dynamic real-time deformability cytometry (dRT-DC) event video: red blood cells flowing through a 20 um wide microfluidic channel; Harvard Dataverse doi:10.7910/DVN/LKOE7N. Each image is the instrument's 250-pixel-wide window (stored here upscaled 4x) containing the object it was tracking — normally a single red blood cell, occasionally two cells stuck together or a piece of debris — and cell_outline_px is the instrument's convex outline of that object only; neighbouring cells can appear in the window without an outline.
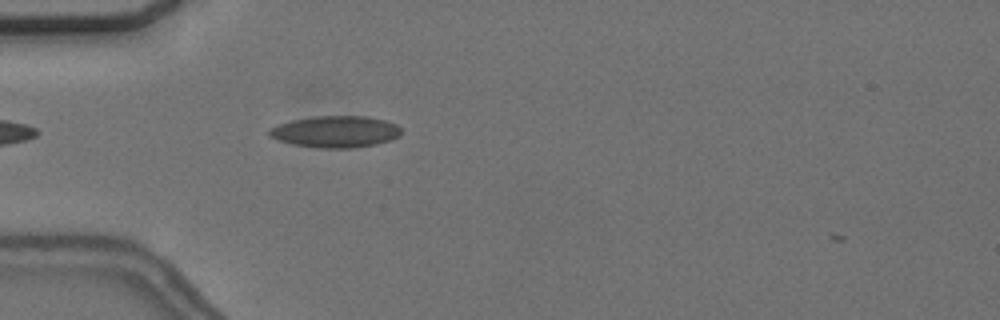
{"species": "common noctule bat (a hibernating species)", "species_latin": "Nyctalus noctula", "temperature_condition": "cold", "stored_images_in_passage": 39, "camera_frame_rate_fps": 3000, "um_per_image_px": 0.085, "animal": {"sex": "female", "body_mass_g": 24.6, "forearm_length_mm": 56.2}, "frame": {"image": 1, "passage_image": 2, "time_ms": 0.333, "image_size_px": [1000, 320], "cell_outline_px": [[400, 136], [376, 144], [352, 148], [320, 148], [292, 144], [268, 136], [268, 128], [292, 120], [312, 116], [368, 116], [384, 120], [396, 124], [400, 128]], "centroid_in_image_um": [28.5, 11.19], "position_along_channel_um": 56.5, "area_um2": 24.28}}
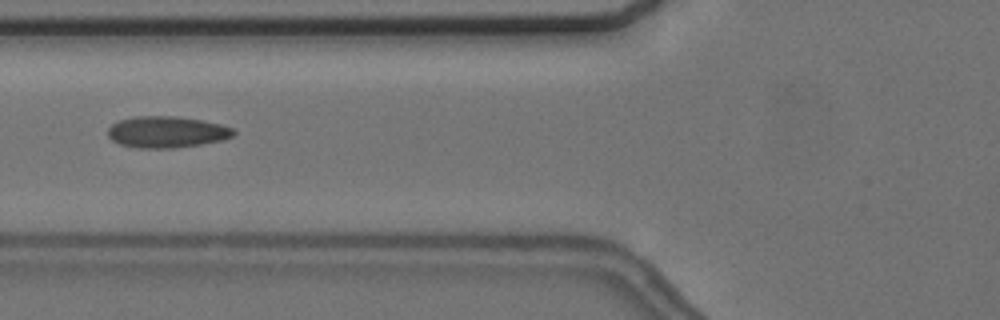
{"frame": {"image": 2, "passage_image": 7, "time_ms": 2.0, "image_size_px": [1000, 320], "cell_outline_px": [[236, 132], [232, 136], [224, 140], [200, 144], [172, 148], [136, 148], [120, 144], [112, 140], [108, 136], [108, 128], [112, 124], [120, 120], [136, 116], [176, 116], [200, 120], [220, 124], [232, 128]], "centroid_in_image_um": [14.16, 11.22], "position_along_channel_um": 111.6, "area_um2": 22.95}, "authors_computed_cell_mechanics": {"area_um2": 22.0218, "velocity_mm_per_s": 3.6846, "shape_relaxation_time_tau1_ms": null, "shape_relaxation_time_tau2_ms": 0.9457, "deformation_change_tau1": null, "deformation_change_tau2": 0.0629}}